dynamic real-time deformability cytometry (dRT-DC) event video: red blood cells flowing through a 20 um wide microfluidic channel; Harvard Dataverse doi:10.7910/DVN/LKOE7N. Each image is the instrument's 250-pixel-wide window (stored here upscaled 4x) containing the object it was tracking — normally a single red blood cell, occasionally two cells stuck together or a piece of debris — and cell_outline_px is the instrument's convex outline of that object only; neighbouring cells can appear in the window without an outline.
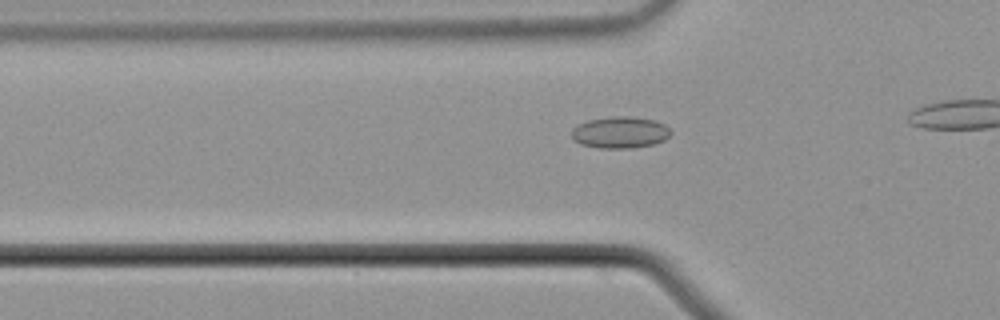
{"species": "common noctule bat (a hibernating species)", "species_latin": "Nyctalus noctula", "temperature_condition": "cold", "stored_images_in_passage": 23, "camera_frame_rate_fps": 3000, "um_per_image_px": 0.085, "animal": {"sex": "male", "body_mass_g": 21.5, "forearm_length_mm": 52.0}, "frame": {"image": 1, "passage_image": 14, "time_ms": 4.333, "image_size_px": [1000, 320], "cell_outline_px": [[672, 132], [664, 140], [652, 144], [632, 148], [600, 148], [580, 144], [572, 140], [572, 128], [588, 120], [612, 116], [628, 116], [656, 120], [664, 124]], "centroid_in_image_um": [52.69, 11.25], "position_along_channel_um": 73.1, "area_um2": 18.26}}